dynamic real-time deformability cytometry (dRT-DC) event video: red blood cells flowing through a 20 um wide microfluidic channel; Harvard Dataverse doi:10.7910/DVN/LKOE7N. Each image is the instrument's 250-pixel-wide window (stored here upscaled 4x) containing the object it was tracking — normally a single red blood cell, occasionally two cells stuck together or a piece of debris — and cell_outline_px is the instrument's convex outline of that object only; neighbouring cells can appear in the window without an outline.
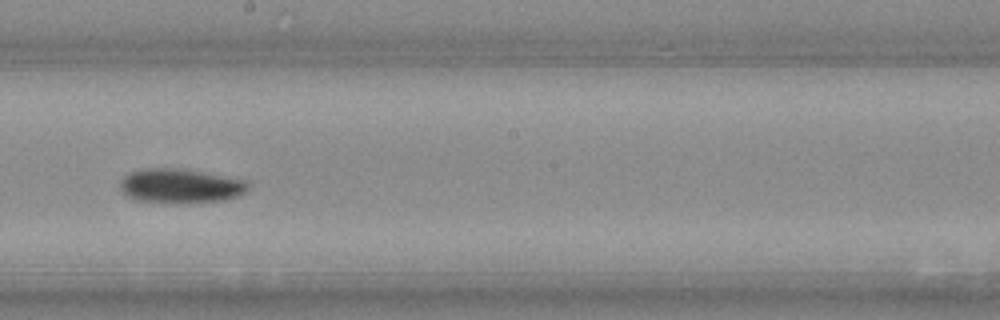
{"species": "Egyptian fruit bat (a non-hibernating species)", "species_latin": "Rousettus aegyptiacus", "temperature_condition": "warm", "stored_images_in_passage": 35, "camera_frame_rate_fps": 3000, "um_per_image_px": 0.085, "animal": {"sex": "female"}, "frame": {"image": 1, "passage_image": 20, "time_ms": 6.333, "image_size_px": [1000, 320], "cell_outline_px": [[248, 188], [244, 192], [236, 196], [224, 200], [136, 200], [128, 196], [120, 188], [120, 180], [124, 176], [132, 172], [148, 168], [176, 168], [200, 172], [244, 180], [248, 184]], "centroid_in_image_um": [15.3, 15.75], "position_along_channel_um": 232.9, "area_um2": 24.04}}
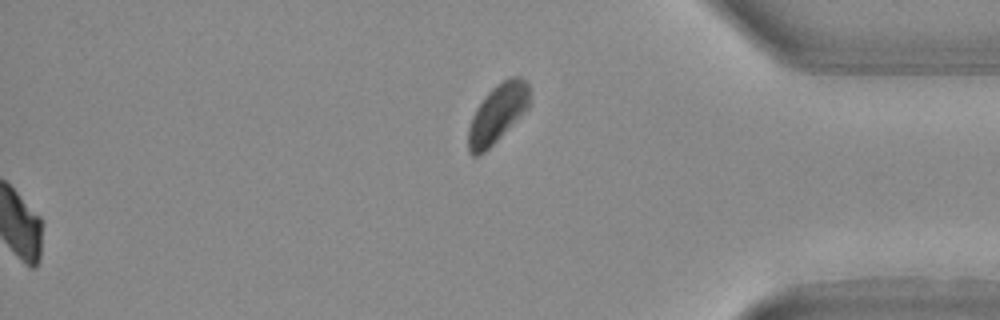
{"frame": {"image": 2, "passage_image": 35, "time_ms": 11.333, "image_size_px": [1000, 320], "cell_outline_px": [[532, 92], [528, 108], [484, 152], [476, 156], [472, 156], [468, 152], [468, 128], [472, 116], [476, 108], [484, 96], [492, 88], [504, 80], [512, 76], [520, 76], [528, 84]], "centroid_in_image_um": [42.29, 9.62], "position_along_channel_um": 392.9, "area_um2": 20.75}}